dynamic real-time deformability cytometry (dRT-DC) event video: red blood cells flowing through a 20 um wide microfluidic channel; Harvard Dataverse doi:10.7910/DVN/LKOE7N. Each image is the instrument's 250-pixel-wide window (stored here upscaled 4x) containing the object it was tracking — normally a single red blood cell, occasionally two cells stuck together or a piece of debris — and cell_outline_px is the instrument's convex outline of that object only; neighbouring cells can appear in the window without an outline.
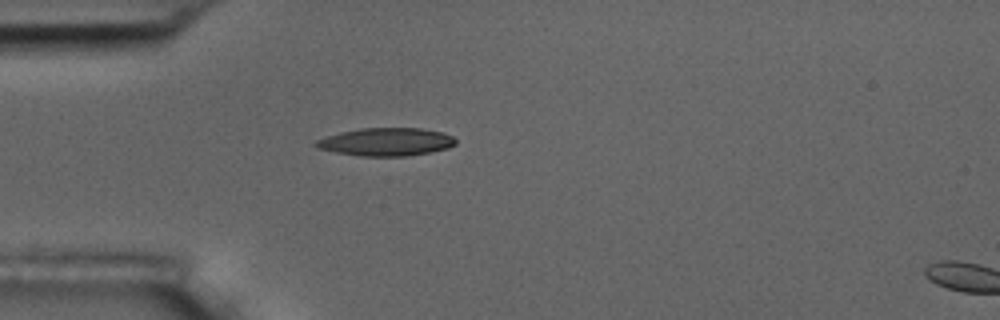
{"species": "common noctule bat (a hibernating species)", "species_latin": "Nyctalus noctula", "temperature_condition": "room temperature", "stored_images_in_passage": 4, "camera_frame_rate_fps": 3000, "um_per_image_px": 0.085, "animal": {"sex": "male", "body_mass_g": 17.5, "forearm_length_mm": 52.3}, "frame": {"image": 1, "passage_image": 2, "time_ms": 2.0, "image_size_px": [1000, 320], "cell_outline_px": [[456, 144], [448, 148], [432, 152], [404, 156], [360, 156], [336, 152], [316, 148], [312, 144], [316, 140], [340, 132], [360, 128], [420, 128], [444, 132], [452, 136], [456, 140]], "centroid_in_image_um": [32.82, 12.06], "position_along_channel_um": 52.2, "area_um2": 22.89}}